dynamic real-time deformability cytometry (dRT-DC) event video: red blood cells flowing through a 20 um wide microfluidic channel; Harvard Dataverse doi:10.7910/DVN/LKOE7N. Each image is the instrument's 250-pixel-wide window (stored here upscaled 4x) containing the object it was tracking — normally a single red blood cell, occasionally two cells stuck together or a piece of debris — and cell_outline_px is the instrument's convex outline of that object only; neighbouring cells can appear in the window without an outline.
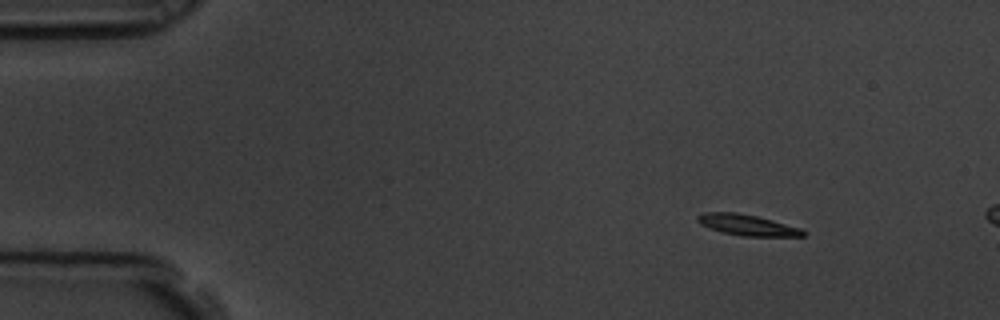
{"species": "common noctule bat (a hibernating species)", "species_latin": "Nyctalus noctula", "temperature_condition": "room temperature", "stored_images_in_passage": 5, "camera_frame_rate_fps": 3000, "um_per_image_px": 0.085, "animal": {"sex": "male", "body_mass_g": 19.5, "forearm_length_mm": 54.6}, "frame": {"image": 1, "passage_image": 2, "time_ms": 0.333, "image_size_px": [1000, 320], "cell_outline_px": [[804, 236], [744, 236], [724, 232], [708, 228], [700, 224], [696, 220], [696, 216], [704, 212], [736, 212], [756, 216], [772, 220], [800, 228], [804, 232]], "centroid_in_image_um": [63.45, 19.11], "position_along_channel_um": 21.5, "area_um2": 12.72}}